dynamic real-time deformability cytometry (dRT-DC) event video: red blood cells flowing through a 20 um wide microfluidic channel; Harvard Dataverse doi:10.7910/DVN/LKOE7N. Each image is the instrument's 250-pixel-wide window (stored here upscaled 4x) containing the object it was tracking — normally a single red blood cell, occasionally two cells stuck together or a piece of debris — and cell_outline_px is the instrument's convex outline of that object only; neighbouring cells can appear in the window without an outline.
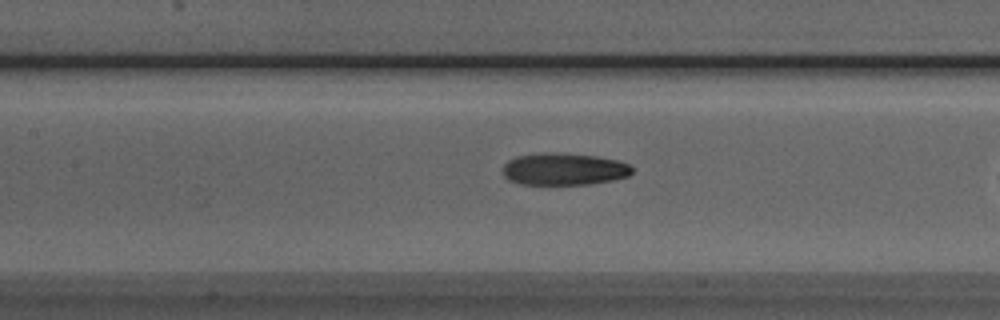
{"species": "Egyptian fruit bat (a non-hibernating species)", "species_latin": "Rousettus aegyptiacus", "temperature_condition": "room temperature", "stored_images_in_passage": 16, "camera_frame_rate_fps": 3000, "um_per_image_px": 0.085, "animal": {"sex": "male"}, "frame": {"image": 1, "passage_image": 14, "time_ms": 4.333, "image_size_px": [1000, 320], "cell_outline_px": [[632, 172], [628, 176], [612, 180], [588, 184], [520, 184], [508, 180], [504, 176], [504, 164], [508, 160], [516, 156], [544, 152], [596, 156], [616, 160], [632, 164]], "centroid_in_image_um": [47.93, 14.37], "position_along_channel_um": 159.5, "area_um2": 24.1}}